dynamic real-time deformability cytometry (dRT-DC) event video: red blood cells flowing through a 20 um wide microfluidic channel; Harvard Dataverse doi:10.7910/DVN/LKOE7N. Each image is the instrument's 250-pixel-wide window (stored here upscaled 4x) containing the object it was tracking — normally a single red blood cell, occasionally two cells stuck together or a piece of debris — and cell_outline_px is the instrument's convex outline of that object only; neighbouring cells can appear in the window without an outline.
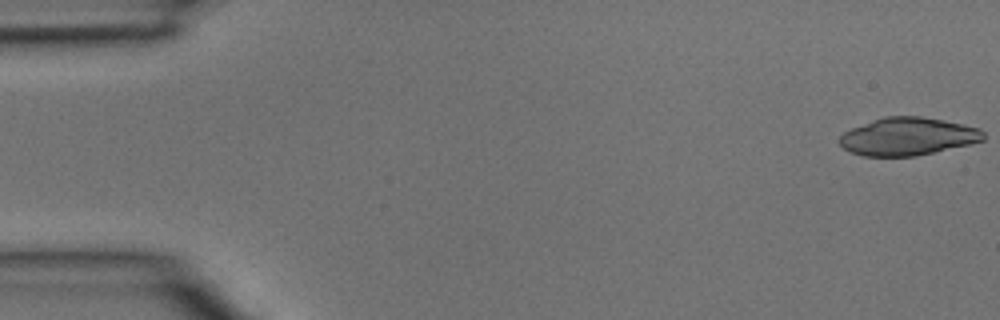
{"species": "common noctule bat (a hibernating species)", "species_latin": "Nyctalus noctula", "temperature_condition": "room temperature", "stored_images_in_passage": 4, "camera_frame_rate_fps": 3000, "um_per_image_px": 0.085, "animal": {"sex": "male", "body_mass_g": 15.6}, "frame": {"image": 1, "passage_image": 1, "time_ms": 0.0, "image_size_px": [1000, 320], "cell_outline_px": [[984, 140], [968, 144], [916, 156], [864, 156], [852, 152], [844, 148], [840, 144], [840, 136], [844, 132], [852, 128], [884, 116], [920, 116], [944, 120], [964, 124], [980, 128], [984, 132]], "centroid_in_image_um": [77.18, 11.59], "position_along_channel_um": 7.8, "area_um2": 31.44}}